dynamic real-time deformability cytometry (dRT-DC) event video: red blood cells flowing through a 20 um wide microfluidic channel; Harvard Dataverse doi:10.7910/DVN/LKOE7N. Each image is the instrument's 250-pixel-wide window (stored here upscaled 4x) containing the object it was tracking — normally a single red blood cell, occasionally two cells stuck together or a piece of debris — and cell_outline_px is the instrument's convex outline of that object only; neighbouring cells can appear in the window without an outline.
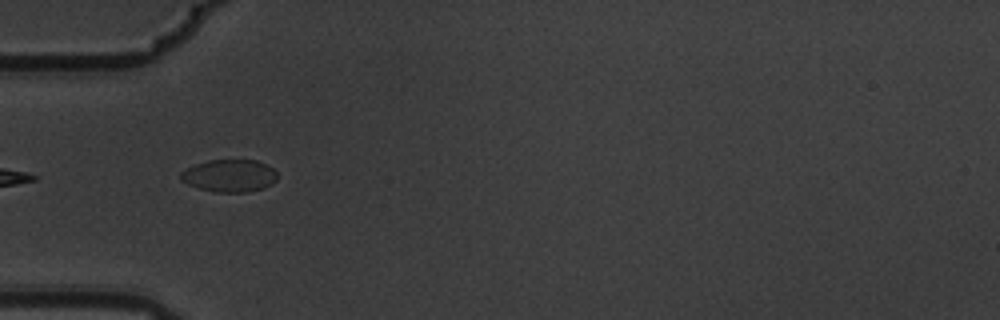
{"species": "common noctule bat (a hibernating species)", "species_latin": "Nyctalus noctula", "temperature_condition": "warm", "stored_images_in_passage": 13, "camera_frame_rate_fps": 3000, "um_per_image_px": 0.085, "animal": {"sex": "male", "body_mass_g": 19.5, "forearm_length_mm": 54.6}, "frame": {"image": 1, "passage_image": 3, "time_ms": 0.667, "image_size_px": [1000, 320], "cell_outline_px": [[276, 180], [272, 184], [264, 188], [248, 192], [216, 192], [200, 188], [188, 184], [180, 180], [180, 172], [196, 164], [208, 160], [256, 160], [272, 168], [276, 172]], "centroid_in_image_um": [19.5, 14.94], "position_along_channel_um": 65.5, "area_um2": 18.15}}
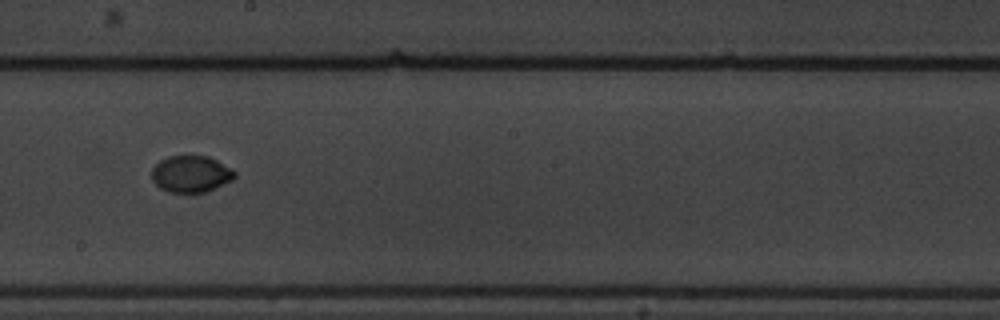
{"frame": {"image": 2, "passage_image": 7, "time_ms": 2.0, "image_size_px": [1000, 320], "cell_outline_px": [[236, 176], [232, 180], [204, 192], [168, 192], [160, 188], [152, 180], [152, 168], [160, 160], [168, 156], [208, 156], [216, 160], [236, 172]], "centroid_in_image_um": [16.2, 14.78], "position_along_channel_um": 232.0, "area_um2": 17.51}}
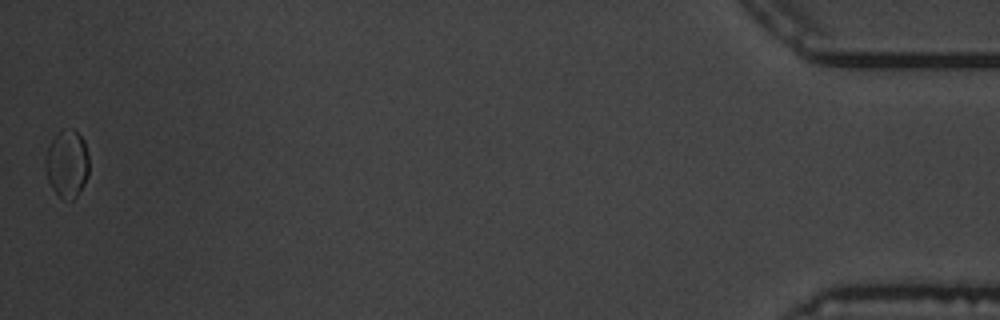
{"frame": {"image": 3, "passage_image": 13, "time_ms": 4.0, "image_size_px": [1000, 320], "cell_outline_px": [[88, 176], [84, 184], [76, 196], [72, 200], [60, 196], [52, 188], [48, 180], [44, 160], [48, 148], [56, 132], [64, 128], [72, 128], [84, 140], [88, 152]], "centroid_in_image_um": [5.7, 13.87], "position_along_channel_um": 429.5, "area_um2": 17.11}}